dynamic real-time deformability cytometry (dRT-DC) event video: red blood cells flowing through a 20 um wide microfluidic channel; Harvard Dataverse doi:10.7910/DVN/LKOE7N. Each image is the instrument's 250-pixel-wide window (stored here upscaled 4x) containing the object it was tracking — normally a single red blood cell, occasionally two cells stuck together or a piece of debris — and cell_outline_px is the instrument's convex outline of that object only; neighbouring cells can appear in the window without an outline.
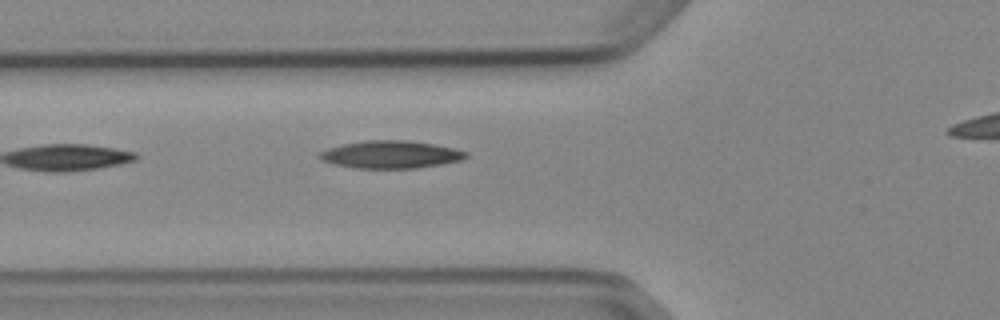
{"species": "Egyptian fruit bat (a non-hibernating species)", "species_latin": "Rousettus aegyptiacus", "temperature_condition": "cold", "stored_images_in_passage": 5, "segment_of_instrument_passage": [1, 2], "camera_frame_rate_fps": 3000, "um_per_image_px": 0.085, "animal": {"sex": "female"}, "frame": {"image": 1, "passage_image": 4, "time_ms": 3.667, "image_size_px": [1000, 320], "cell_outline_px": [[468, 156], [460, 160], [440, 164], [416, 168], [352, 168], [332, 164], [320, 160], [316, 156], [320, 152], [328, 148], [340, 144], [364, 140], [408, 140], [456, 148], [468, 152]], "centroid_in_image_um": [33.15, 13.13], "position_along_channel_um": 92.7, "area_um2": 23.76}}